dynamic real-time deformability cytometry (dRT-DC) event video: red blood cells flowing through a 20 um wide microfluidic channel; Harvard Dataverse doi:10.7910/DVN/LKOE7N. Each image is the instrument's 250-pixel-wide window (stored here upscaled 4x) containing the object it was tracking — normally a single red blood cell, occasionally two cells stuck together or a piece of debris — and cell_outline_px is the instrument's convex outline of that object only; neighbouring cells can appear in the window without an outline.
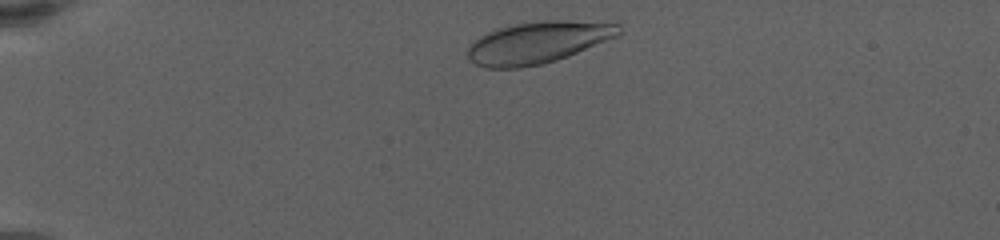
{"species": "human", "species_latin": "Homo sapiens", "temperature_condition": "warm", "stored_images_in_passage": 56, "camera_frame_rate_fps": 3000, "um_per_image_px": 0.085, "donor": {"sex": "female"}, "frame": {"image": 1, "passage_image": 2, "time_ms": 0.333, "image_size_px": [1000, 240], "cell_outline_px": [[620, 36], [568, 56], [556, 60], [540, 64], [520, 68], [484, 68], [468, 60], [468, 48], [480, 36], [496, 28], [508, 24], [544, 20], [564, 20], [620, 24]], "centroid_in_image_um": [45.72, 3.61], "position_along_channel_um": 39.3, "area_um2": 36.99}}
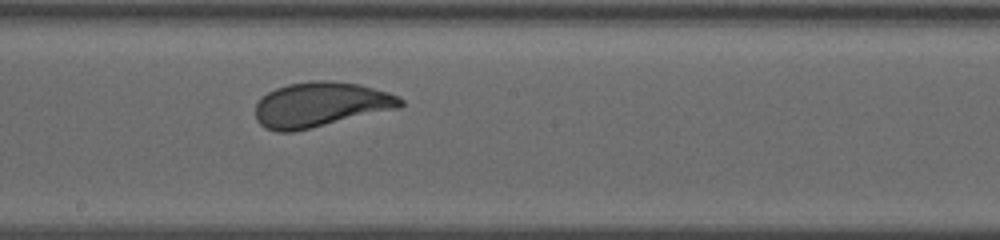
{"frame": {"image": 2, "passage_image": 31, "time_ms": 7.667, "image_size_px": [1000, 240], "cell_outline_px": [[404, 104], [400, 108], [292, 132], [276, 132], [264, 128], [256, 120], [256, 104], [268, 92], [276, 88], [288, 84], [312, 80], [332, 80], [360, 84], [388, 92], [400, 96], [404, 100]], "centroid_in_image_um": [27.27, 8.88], "position_along_channel_um": 220.9, "area_um2": 38.09}}
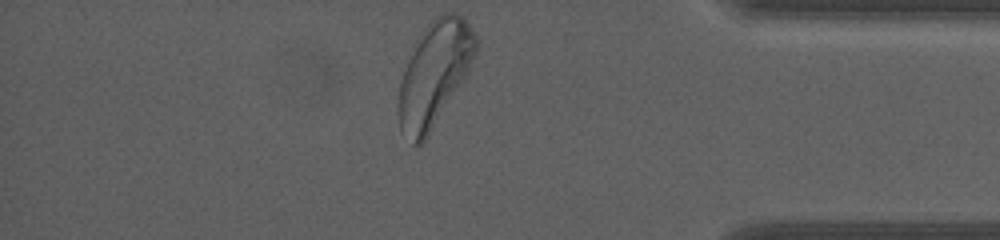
{"frame": {"image": 3, "passage_image": 56, "time_ms": 13.667, "image_size_px": [1000, 240], "cell_outline_px": [[476, 52], [464, 76], [428, 136], [420, 144], [412, 144], [400, 132], [396, 108], [396, 104], [400, 84], [408, 60], [416, 44], [428, 24], [436, 16], [444, 12], [456, 12], [468, 24], [476, 36]], "centroid_in_image_um": [36.87, 6.32], "position_along_channel_um": 398.3, "area_um2": 45.84}, "authors_computed_cell_mechanics": {"area_um2": 37.4833, "velocity_mm_per_s": 3.3093, "shape_relaxation_time_tau1_ms": 3.1008, "shape_relaxation_time_tau2_ms": null, "deformation_change_tau1": 0.1556, "deformation_change_tau2": null}}